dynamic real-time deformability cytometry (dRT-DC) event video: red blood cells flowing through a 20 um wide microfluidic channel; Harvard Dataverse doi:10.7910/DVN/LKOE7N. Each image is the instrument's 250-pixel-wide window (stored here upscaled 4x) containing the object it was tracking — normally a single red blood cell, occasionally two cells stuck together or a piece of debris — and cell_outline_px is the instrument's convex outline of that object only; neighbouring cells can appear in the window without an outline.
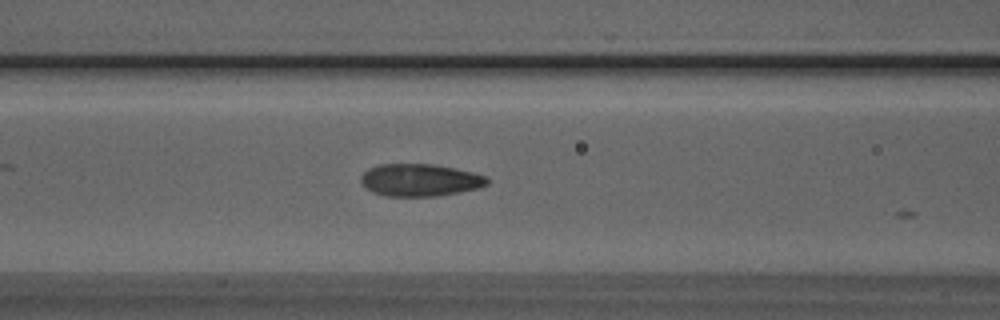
{"species": "Egyptian fruit bat (a non-hibernating species)", "species_latin": "Rousettus aegyptiacus", "temperature_condition": "room temperature", "stored_images_in_passage": 8, "camera_frame_rate_fps": 3000, "um_per_image_px": 0.085, "animal": {"sex": "male"}, "frame": {"image": 1, "passage_image": 7, "time_ms": 2.0, "image_size_px": [1000, 320], "cell_outline_px": [[488, 184], [476, 188], [460, 192], [436, 196], [384, 196], [372, 192], [364, 188], [360, 180], [360, 176], [368, 168], [380, 164], [432, 164], [472, 172], [488, 176]], "centroid_in_image_um": [35.65, 15.31], "position_along_channel_um": 131.0, "area_um2": 23.87}}